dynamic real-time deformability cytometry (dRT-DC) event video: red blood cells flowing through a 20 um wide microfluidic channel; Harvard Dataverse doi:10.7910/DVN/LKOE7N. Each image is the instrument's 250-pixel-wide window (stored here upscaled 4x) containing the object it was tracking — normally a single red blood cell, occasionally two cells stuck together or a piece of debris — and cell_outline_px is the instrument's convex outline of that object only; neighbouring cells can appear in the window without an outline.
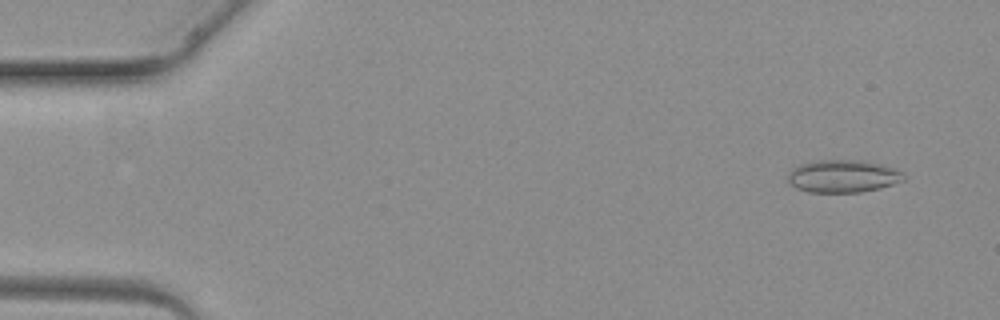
{"species": "common noctule bat (a hibernating species)", "species_latin": "Nyctalus noctula", "temperature_condition": "warm", "stored_images_in_passage": 3, "camera_frame_rate_fps": 3000, "um_per_image_px": 0.085, "animal": {"sex": "female", "body_mass_g": 19.3, "forearm_length_mm": 54.1}, "frame": {"image": 1, "passage_image": 1, "time_ms": 0.0, "image_size_px": [1000, 320], "cell_outline_px": [[904, 180], [880, 188], [860, 192], [808, 192], [796, 188], [788, 184], [788, 176], [792, 168], [800, 164], [816, 160], [864, 160], [884, 164], [904, 172]], "centroid_in_image_um": [71.65, 14.97], "position_along_channel_um": 13.3, "area_um2": 22.25}}